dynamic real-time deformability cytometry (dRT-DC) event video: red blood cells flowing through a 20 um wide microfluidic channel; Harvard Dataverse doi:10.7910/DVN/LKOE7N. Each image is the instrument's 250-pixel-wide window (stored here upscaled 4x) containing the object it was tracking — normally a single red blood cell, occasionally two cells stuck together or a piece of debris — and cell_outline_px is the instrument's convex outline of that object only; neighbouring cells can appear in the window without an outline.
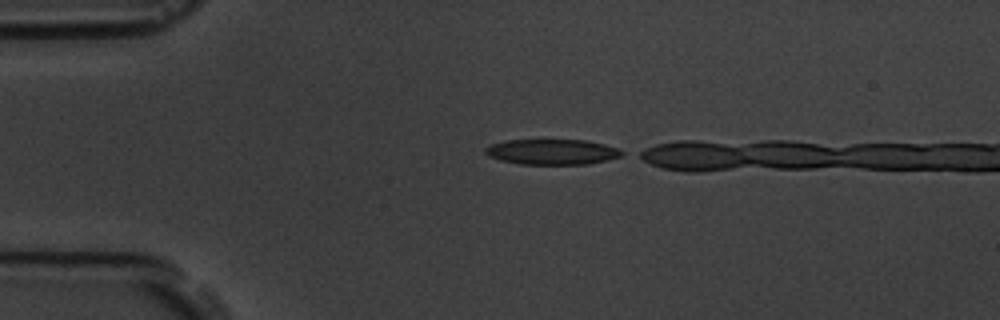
{"species": "common noctule bat (a hibernating species)", "species_latin": "Nyctalus noctula", "temperature_condition": "room temperature", "stored_images_in_passage": 6, "camera_frame_rate_fps": 3000, "um_per_image_px": 0.085, "animal": {"sex": "male", "body_mass_g": 19.5, "forearm_length_mm": 54.6}, "frame": {"image": 1, "passage_image": 1, "time_ms": 0.0, "image_size_px": [1000, 320], "cell_outline_px": [[624, 156], [588, 164], [520, 164], [500, 160], [488, 156], [484, 152], [484, 148], [492, 144], [504, 140], [588, 140], [604, 144], [616, 148], [624, 152]], "centroid_in_image_um": [46.92, 12.91], "position_along_channel_um": 38.1, "area_um2": 20.29}}